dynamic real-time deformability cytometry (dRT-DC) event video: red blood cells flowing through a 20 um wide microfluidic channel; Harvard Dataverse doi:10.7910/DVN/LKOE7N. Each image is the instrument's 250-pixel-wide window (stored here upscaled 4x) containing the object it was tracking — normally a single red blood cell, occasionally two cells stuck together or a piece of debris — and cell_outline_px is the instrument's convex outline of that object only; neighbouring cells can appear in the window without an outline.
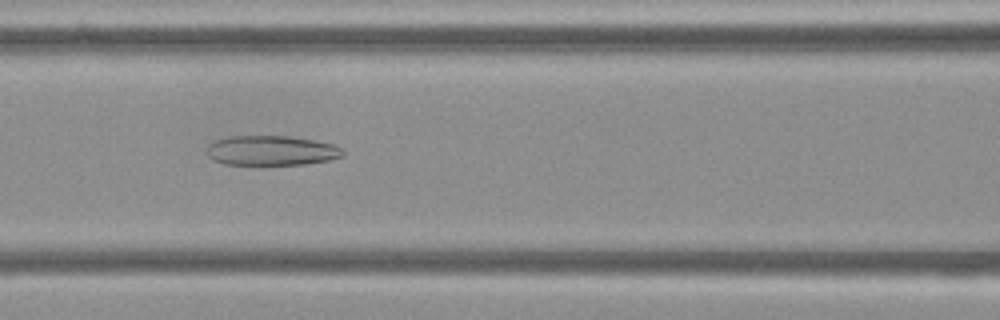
{"species": "Egyptian fruit bat (a non-hibernating species)", "species_latin": "Rousettus aegyptiacus", "temperature_condition": "cold", "stored_images_in_passage": 54, "camera_frame_rate_fps": 3000, "um_per_image_px": 0.085, "frame": {"image": 1, "passage_image": 23, "time_ms": 7.333, "image_size_px": [1000, 320], "cell_outline_px": [[344, 156], [328, 160], [304, 164], [224, 164], [212, 160], [208, 156], [208, 144], [212, 140], [228, 136], [288, 136], [312, 140], [332, 144], [344, 148]], "centroid_in_image_um": [23.05, 12.79], "position_along_channel_um": 143.6, "area_um2": 23.64}}
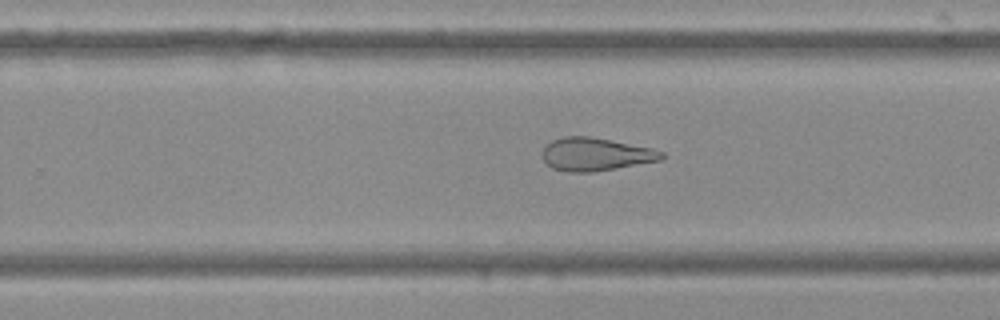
{"frame": {"image": 2, "passage_image": 34, "time_ms": 11.0, "image_size_px": [1000, 320], "cell_outline_px": [[664, 156], [660, 160], [616, 168], [592, 172], [568, 172], [552, 168], [540, 156], [540, 152], [552, 140], [564, 136], [588, 136], [652, 148], [664, 152]], "centroid_in_image_um": [50.58, 13.11], "position_along_channel_um": 279.2, "area_um2": 22.83}}
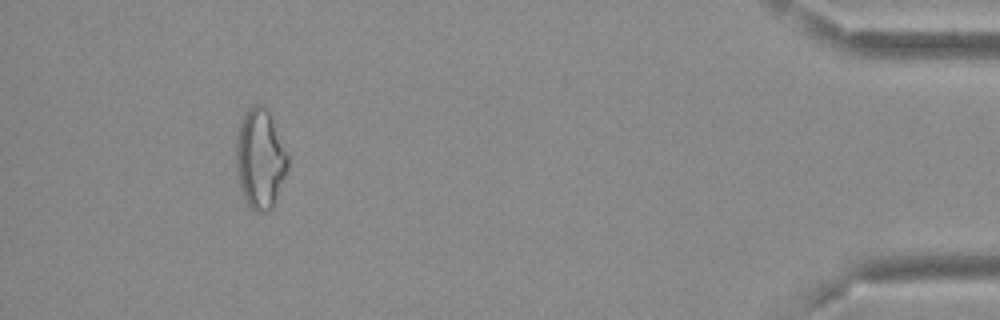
{"frame": {"image": 3, "passage_image": 50, "time_ms": 16.333, "image_size_px": [1000, 320], "cell_outline_px": [[288, 168], [272, 208], [268, 212], [256, 212], [248, 204], [240, 188], [236, 168], [236, 140], [240, 120], [248, 108], [252, 104], [264, 104], [268, 108], [288, 152]], "centroid_in_image_um": [22.12, 13.44], "position_along_channel_um": 413.1, "area_um2": 30.4}, "authors_computed_cell_mechanics": {"area_um2": 28.5532, "velocity_mm_per_s": 3.7073, "shape_relaxation_time_tau1_ms": null, "shape_relaxation_time_tau2_ms": 3.1744, "deformation_change_tau1": null, "deformation_change_tau2": 0.135}}